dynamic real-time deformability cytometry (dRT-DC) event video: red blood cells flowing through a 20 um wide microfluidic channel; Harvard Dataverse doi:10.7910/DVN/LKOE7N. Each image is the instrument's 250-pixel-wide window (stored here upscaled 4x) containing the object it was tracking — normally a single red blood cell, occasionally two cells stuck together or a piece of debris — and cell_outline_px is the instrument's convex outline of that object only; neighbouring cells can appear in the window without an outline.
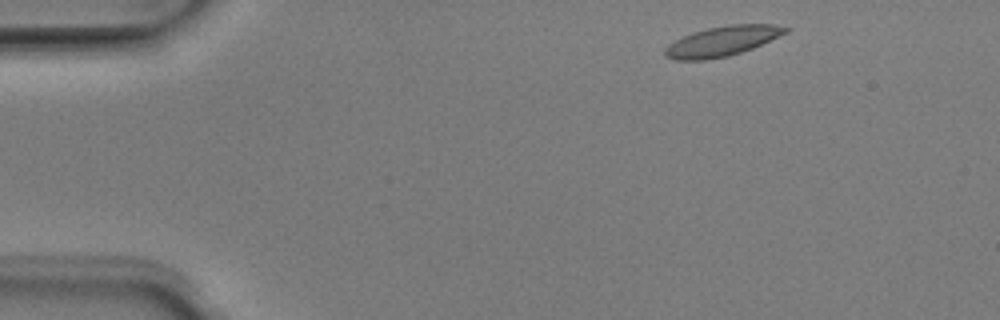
{"species": "Egyptian fruit bat (a non-hibernating species)", "species_latin": "Rousettus aegyptiacus", "temperature_condition": "room temperature", "stored_images_in_passage": 46, "camera_frame_rate_fps": 3000, "um_per_image_px": 0.085, "animal": {"sex": "male"}, "frame": {"image": 1, "passage_image": 2, "time_ms": 0.333, "image_size_px": [1000, 320], "cell_outline_px": [[788, 32], [752, 48], [728, 56], [704, 60], [676, 60], [664, 56], [664, 48], [668, 44], [692, 32], [708, 28], [732, 24], [772, 24], [788, 28]], "centroid_in_image_um": [61.35, 3.5], "position_along_channel_um": 23.7, "area_um2": 20.81}}
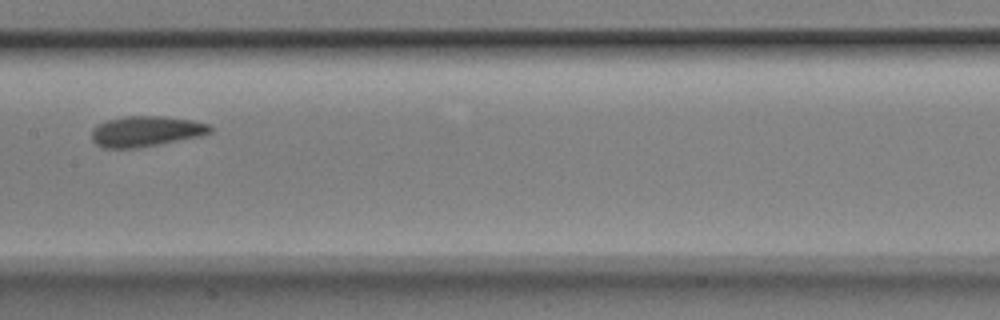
{"frame": {"image": 2, "passage_image": 21, "time_ms": 6.667, "image_size_px": [1000, 320], "cell_outline_px": [[212, 132], [204, 136], [140, 148], [104, 148], [96, 144], [92, 140], [92, 128], [108, 120], [124, 116], [164, 116], [192, 120], [208, 124], [212, 128]], "centroid_in_image_um": [12.45, 11.17], "position_along_channel_um": 195.0, "area_um2": 21.33}}
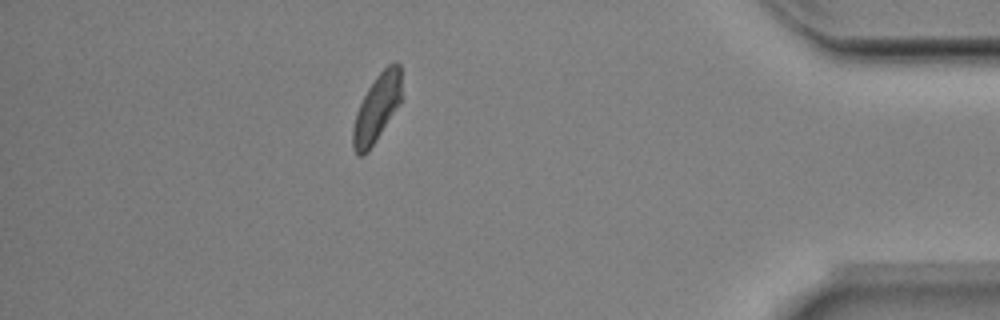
{"frame": {"image": 3, "passage_image": 40, "time_ms": 13.0, "image_size_px": [1000, 320], "cell_outline_px": [[400, 104], [368, 152], [364, 156], [356, 156], [352, 148], [352, 128], [356, 112], [368, 88], [376, 76], [388, 64], [396, 60], [400, 64]], "centroid_in_image_um": [32.0, 9.23], "position_along_channel_um": 403.2, "area_um2": 19.13}, "authors_computed_cell_mechanics": {"area_um2": 20.4901, "velocity_mm_per_s": 3.9598, "shape_relaxation_time_tau1_ms": 2.3006, "shape_relaxation_time_tau2_ms": 1.9007, "deformation_change_tau1": 0.1199, "deformation_change_tau2": 0.0749}}